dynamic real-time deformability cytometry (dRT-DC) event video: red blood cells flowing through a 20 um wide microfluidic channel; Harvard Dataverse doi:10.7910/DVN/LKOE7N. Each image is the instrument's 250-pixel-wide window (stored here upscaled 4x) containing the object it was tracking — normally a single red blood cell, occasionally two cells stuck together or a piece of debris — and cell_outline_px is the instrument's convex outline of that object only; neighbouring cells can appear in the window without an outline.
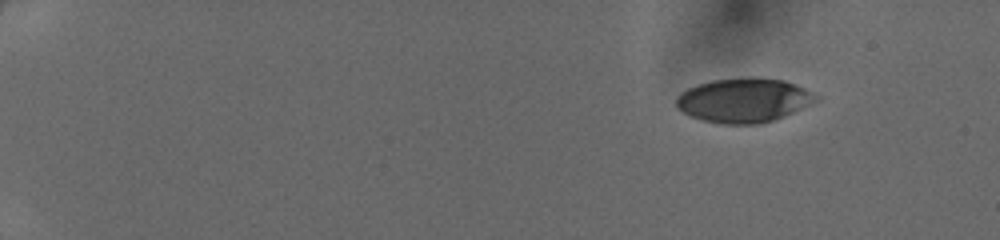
{"species": "human", "species_latin": "Homo sapiens", "temperature_condition": "cold", "stored_images_in_passage": 44, "camera_frame_rate_fps": 3000, "um_per_image_px": 0.085, "donor": {"sex": "female"}, "frame": {"image": 1, "passage_image": 1, "time_ms": 0.0, "image_size_px": [1000, 240], "cell_outline_px": [[824, 96], [820, 100], [784, 116], [760, 124], [720, 124], [700, 120], [684, 112], [676, 104], [676, 96], [680, 92], [688, 88], [712, 80], [784, 80], [796, 84]], "centroid_in_image_um": [63.27, 8.56], "position_along_channel_um": 21.7, "area_um2": 35.43}}
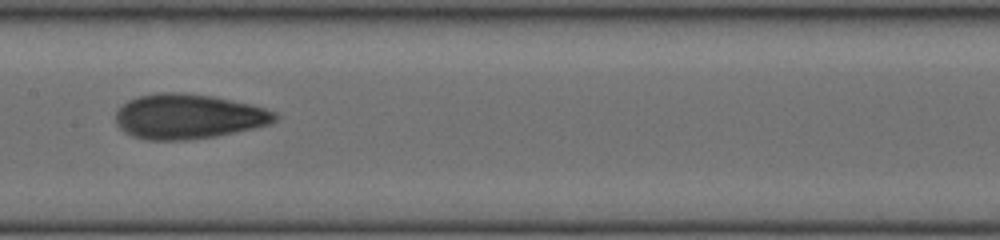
{"frame": {"image": 2, "passage_image": 23, "time_ms": 7.333, "image_size_px": [1000, 240], "cell_outline_px": [[280, 116], [276, 120], [268, 124], [252, 128], [216, 136], [184, 140], [148, 140], [132, 136], [124, 132], [116, 124], [116, 112], [128, 100], [140, 96], [156, 92], [184, 92], [212, 96], [252, 104], [276, 112]], "centroid_in_image_um": [16.0, 9.89], "position_along_channel_um": 191.4, "area_um2": 41.67}}
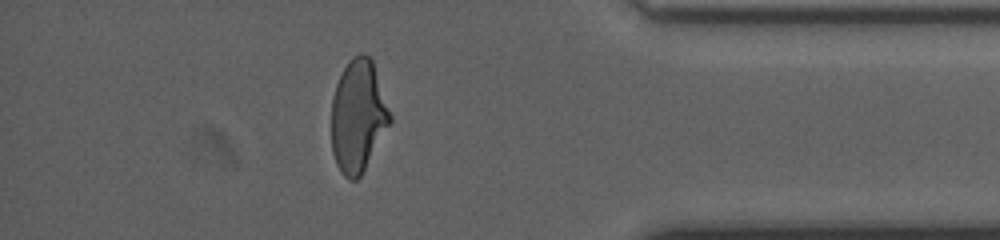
{"frame": {"image": 3, "passage_image": 39, "time_ms": 12.667, "image_size_px": [1000, 240], "cell_outline_px": [[392, 120], [360, 176], [356, 180], [348, 180], [340, 172], [336, 164], [332, 152], [332, 100], [336, 84], [348, 60], [352, 56], [360, 52], [364, 52], [372, 60], [392, 116]], "centroid_in_image_um": [30.43, 9.86], "position_along_channel_um": 404.8, "area_um2": 38.21}}